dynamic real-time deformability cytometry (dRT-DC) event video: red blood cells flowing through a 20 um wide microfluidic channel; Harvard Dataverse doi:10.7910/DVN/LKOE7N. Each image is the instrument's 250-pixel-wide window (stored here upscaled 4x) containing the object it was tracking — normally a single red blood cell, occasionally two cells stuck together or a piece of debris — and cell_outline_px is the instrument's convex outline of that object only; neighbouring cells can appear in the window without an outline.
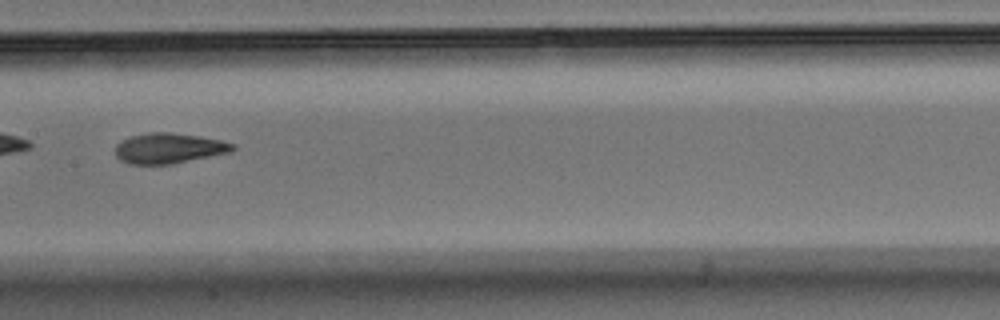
{"species": "Egyptian fruit bat (a non-hibernating species)", "species_latin": "Rousettus aegyptiacus", "temperature_condition": "warm", "stored_images_in_passage": 35, "camera_frame_rate_fps": 3000, "um_per_image_px": 0.085, "animal": {"sex": "male"}, "frame": {"image": 1, "passage_image": 11, "time_ms": 3.333, "image_size_px": [1000, 320], "cell_outline_px": [[236, 148], [232, 152], [172, 164], [128, 164], [120, 160], [116, 156], [116, 144], [120, 140], [132, 136], [148, 132], [168, 132], [196, 136], [220, 140], [236, 144]], "centroid_in_image_um": [14.35, 12.61], "position_along_channel_um": 193.0, "area_um2": 20.81}}
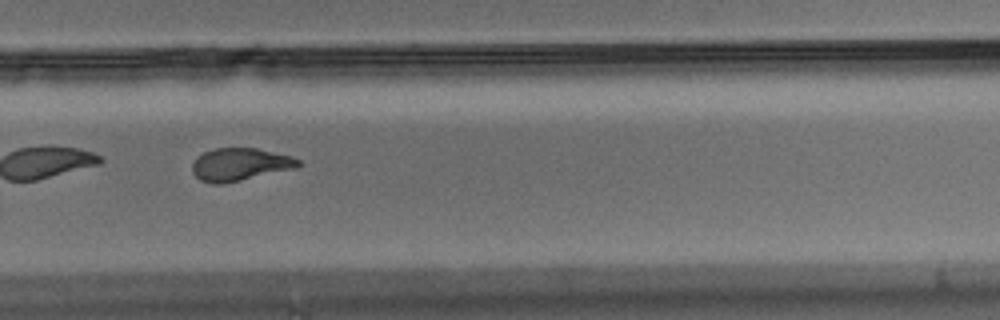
{"frame": {"image": 2, "passage_image": 20, "time_ms": 6.333, "image_size_px": [1000, 320], "cell_outline_px": [[304, 164], [296, 168], [224, 184], [212, 184], [200, 180], [192, 172], [192, 164], [204, 152], [212, 148], [256, 148], [292, 156], [300, 160]], "centroid_in_image_um": [20.43, 13.98], "position_along_channel_um": 309.4, "area_um2": 20.29}}